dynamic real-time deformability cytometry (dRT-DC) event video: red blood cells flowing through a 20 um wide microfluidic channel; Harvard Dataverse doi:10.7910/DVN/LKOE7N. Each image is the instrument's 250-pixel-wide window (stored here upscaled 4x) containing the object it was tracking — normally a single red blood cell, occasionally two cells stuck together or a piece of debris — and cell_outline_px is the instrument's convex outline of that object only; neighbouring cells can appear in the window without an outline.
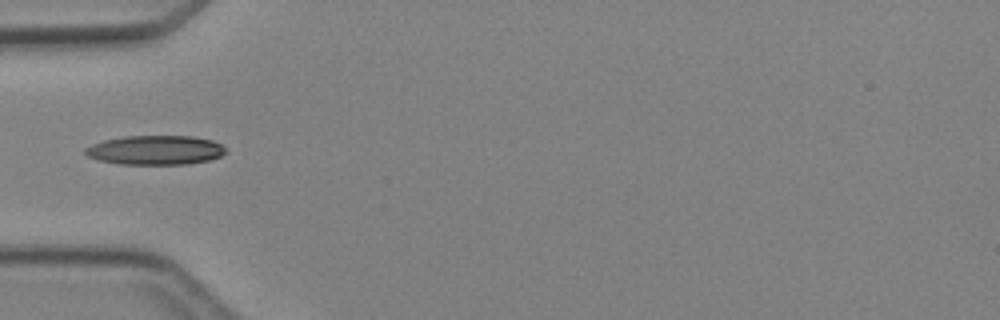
{"species": "Egyptian fruit bat (a non-hibernating species)", "species_latin": "Rousettus aegyptiacus", "temperature_condition": "cold", "stored_images_in_passage": 5, "camera_frame_rate_fps": 3000, "um_per_image_px": 0.085, "animal": {"sex": "female"}, "frame": {"image": 1, "passage_image": 5, "time_ms": 4.667, "image_size_px": [1000, 320], "cell_outline_px": [[228, 152], [220, 156], [208, 160], [188, 164], [120, 164], [100, 160], [88, 156], [84, 152], [84, 148], [92, 144], [104, 140], [124, 136], [192, 136], [212, 140], [220, 144]], "centroid_in_image_um": [13.2, 12.75], "position_along_channel_um": 71.8, "area_um2": 23.93}}